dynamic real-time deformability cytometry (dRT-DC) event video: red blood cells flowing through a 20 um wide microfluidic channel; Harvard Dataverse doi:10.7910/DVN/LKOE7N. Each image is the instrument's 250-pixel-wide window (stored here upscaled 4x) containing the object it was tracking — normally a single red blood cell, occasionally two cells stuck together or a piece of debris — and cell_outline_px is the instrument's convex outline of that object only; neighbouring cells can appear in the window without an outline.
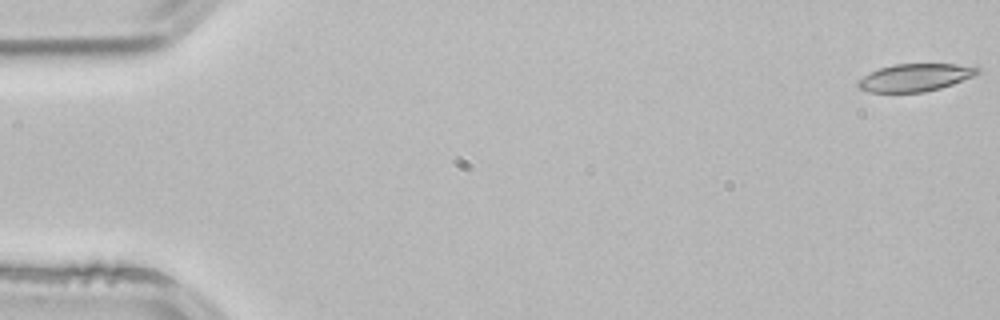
{"species": "common noctule bat (a hibernating species)", "species_latin": "Nyctalus noctula", "temperature_condition": "room temperature", "stored_images_in_passage": 53, "camera_frame_rate_fps": 3000, "um_per_image_px": 0.085, "animal": {"sex": "male", "body_mass_g": 21.5, "forearm_length_mm": 52.0}, "frame": {"image": 1, "passage_image": 1, "time_ms": 0.0, "image_size_px": [1000, 320], "cell_outline_px": [[980, 72], [972, 76], [952, 84], [940, 88], [924, 92], [868, 92], [860, 88], [856, 84], [856, 80], [880, 68], [896, 64], [956, 64], [980, 68]], "centroid_in_image_um": [77.76, 6.59], "position_along_channel_um": 7.2, "area_um2": 18.96}}
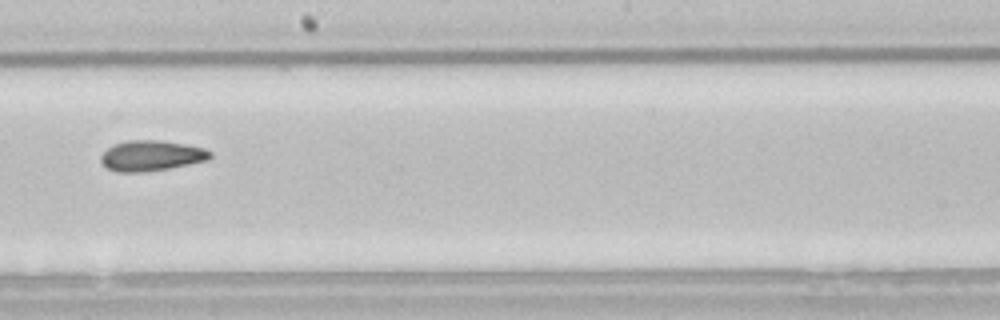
{"frame": {"image": 2, "passage_image": 30, "time_ms": 9.667, "image_size_px": [1000, 320], "cell_outline_px": [[212, 156], [208, 160], [168, 168], [140, 172], [120, 172], [108, 168], [100, 160], [100, 156], [112, 144], [128, 140], [160, 140], [184, 144], [204, 148], [212, 152]], "centroid_in_image_um": [12.86, 13.22], "position_along_channel_um": 235.3, "area_um2": 19.25}}
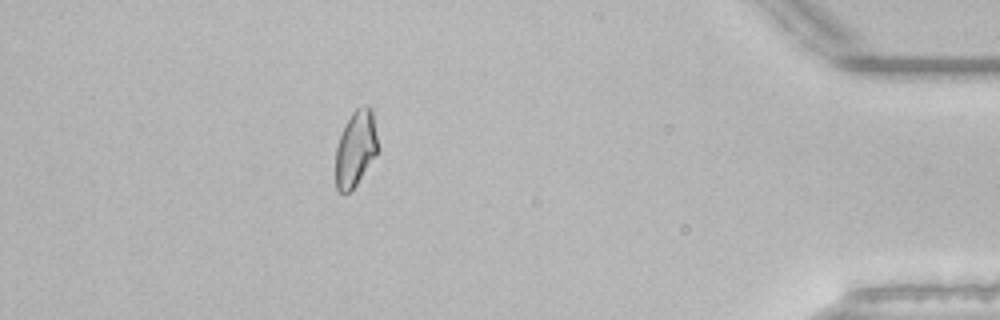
{"frame": {"image": 3, "passage_image": 47, "time_ms": 15.333, "image_size_px": [1000, 320], "cell_outline_px": [[380, 148], [376, 156], [356, 184], [344, 196], [336, 188], [336, 148], [344, 124], [352, 112], [356, 108], [364, 104], [368, 104], [372, 108]], "centroid_in_image_um": [30.26, 12.58], "position_along_channel_um": 404.9, "area_um2": 19.07}, "authors_computed_cell_mechanics": {"area_um2": 19.363, "velocity_mm_per_s": 3.8706, "shape_relaxation_time_tau1_ms": null, "shape_relaxation_time_tau2_ms": 4.1814, "deformation_change_tau1": null, "deformation_change_tau2": 0.1037}}